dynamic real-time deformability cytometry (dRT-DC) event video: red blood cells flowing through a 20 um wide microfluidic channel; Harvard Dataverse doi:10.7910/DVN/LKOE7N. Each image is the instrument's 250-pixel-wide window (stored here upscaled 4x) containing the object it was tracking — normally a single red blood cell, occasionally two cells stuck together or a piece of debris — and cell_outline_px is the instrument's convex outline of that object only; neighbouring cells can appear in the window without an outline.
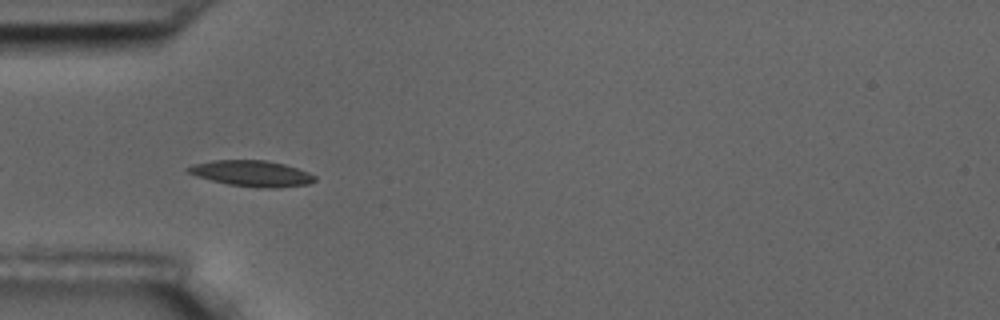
{"species": "common noctule bat (a hibernating species)", "species_latin": "Nyctalus noctula", "temperature_condition": "room temperature", "stored_images_in_passage": 10, "camera_frame_rate_fps": 3000, "um_per_image_px": 0.085, "animal": {"sex": "male", "body_mass_g": 17.5, "forearm_length_mm": 52.3}, "frame": {"image": 1, "passage_image": 5, "time_ms": 4.667, "image_size_px": [1000, 320], "cell_outline_px": [[316, 180], [308, 184], [276, 188], [260, 188], [228, 184], [196, 176], [188, 172], [184, 168], [196, 164], [212, 160], [264, 160], [284, 164], [308, 172], [316, 176]], "centroid_in_image_um": [21.41, 14.74], "position_along_channel_um": 63.6, "area_um2": 19.02}}
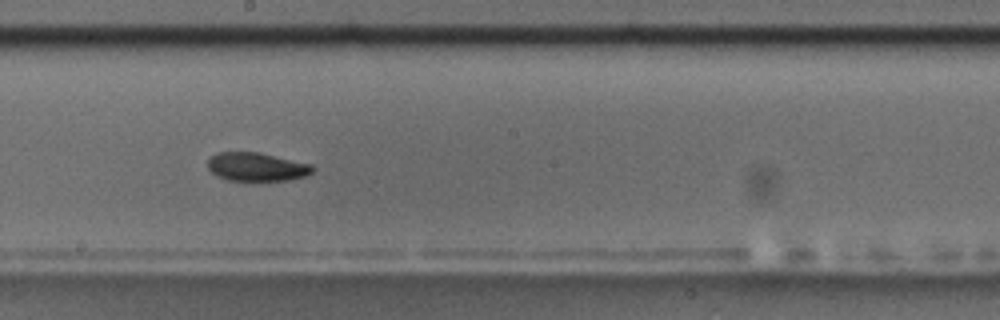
{"frame": {"image": 2, "passage_image": 9, "time_ms": 9.333, "image_size_px": [1000, 320], "cell_outline_px": [[316, 168], [312, 172], [304, 176], [288, 180], [228, 180], [216, 176], [208, 168], [208, 160], [216, 152], [256, 152], [312, 164]], "centroid_in_image_um": [21.81, 14.18], "position_along_channel_um": 226.4, "area_um2": 17.28}}
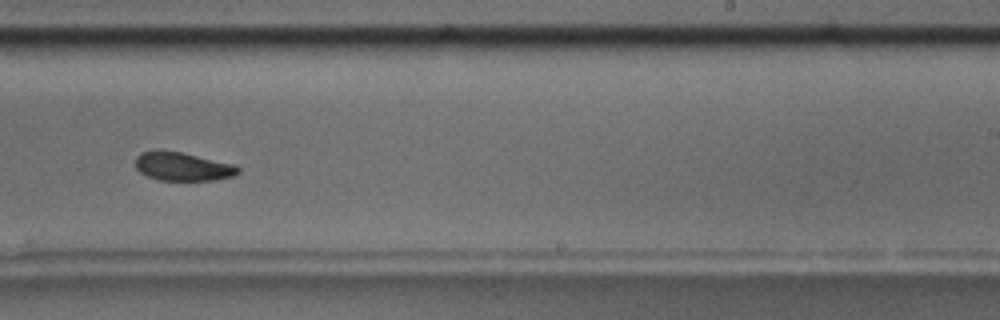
{"frame": {"image": 3, "passage_image": 10, "time_ms": 10.667, "image_size_px": [1000, 320], "cell_outline_px": [[240, 172], [232, 176], [216, 180], [160, 180], [148, 176], [140, 172], [136, 168], [136, 156], [140, 152], [180, 152], [232, 164], [240, 168]], "centroid_in_image_um": [15.54, 14.18], "position_along_channel_um": 273.5, "area_um2": 16.53}}